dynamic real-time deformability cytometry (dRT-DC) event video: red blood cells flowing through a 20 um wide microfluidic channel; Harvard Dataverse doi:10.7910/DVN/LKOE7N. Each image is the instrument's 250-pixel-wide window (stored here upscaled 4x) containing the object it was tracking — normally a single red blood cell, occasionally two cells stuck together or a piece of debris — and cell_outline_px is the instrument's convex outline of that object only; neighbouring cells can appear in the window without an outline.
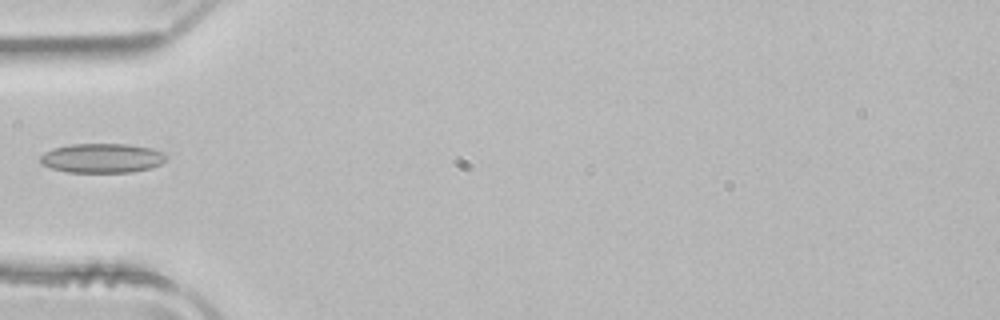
{"species": "common noctule bat (a hibernating species)", "species_latin": "Nyctalus noctula", "temperature_condition": "room temperature", "stored_images_in_passage": 4, "camera_frame_rate_fps": 3000, "um_per_image_px": 0.085, "animal": {"sex": "male", "body_mass_g": 21.5, "forearm_length_mm": 52.0}, "frame": {"image": 1, "passage_image": 1, "time_ms": 0.0, "image_size_px": [1000, 320], "cell_outline_px": [[168, 156], [160, 164], [152, 168], [132, 172], [68, 172], [52, 168], [40, 164], [40, 156], [44, 152], [52, 148], [72, 144], [128, 144], [152, 148], [164, 152]], "centroid_in_image_um": [8.68, 13.43], "position_along_channel_um": 76.3, "area_um2": 21.73}}